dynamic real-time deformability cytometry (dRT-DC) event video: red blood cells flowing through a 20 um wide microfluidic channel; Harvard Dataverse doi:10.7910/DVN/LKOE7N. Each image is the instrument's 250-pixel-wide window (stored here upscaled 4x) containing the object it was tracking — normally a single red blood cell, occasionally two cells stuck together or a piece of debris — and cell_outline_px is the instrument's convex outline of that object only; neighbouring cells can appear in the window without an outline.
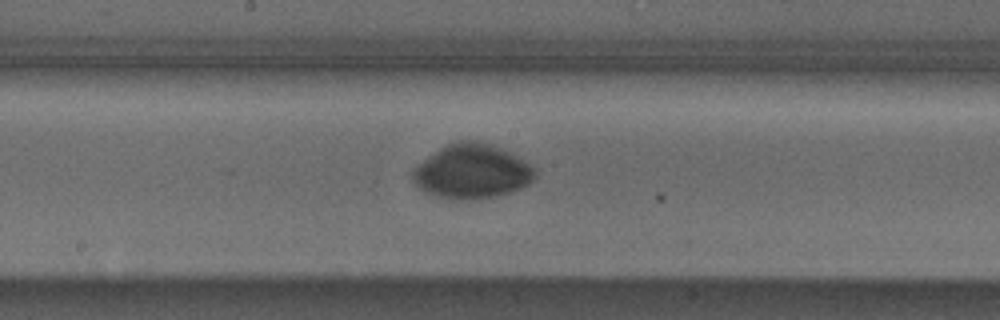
{"species": "Egyptian fruit bat (a non-hibernating species)", "species_latin": "Rousettus aegyptiacus", "temperature_condition": "cold", "stored_images_in_passage": 52, "camera_frame_rate_fps": 3000, "um_per_image_px": 0.085, "animal": {"sex": "male"}, "frame": {"image": 1, "passage_image": 28, "time_ms": 9.0, "image_size_px": [1000, 320], "cell_outline_px": [[536, 176], [528, 184], [520, 188], [496, 196], [460, 200], [444, 200], [424, 192], [412, 180], [412, 168], [428, 156], [440, 148], [456, 140], [472, 140], [492, 144], [524, 160], [536, 168]], "centroid_in_image_um": [40.07, 14.58], "position_along_channel_um": 208.1, "area_um2": 38.9}}
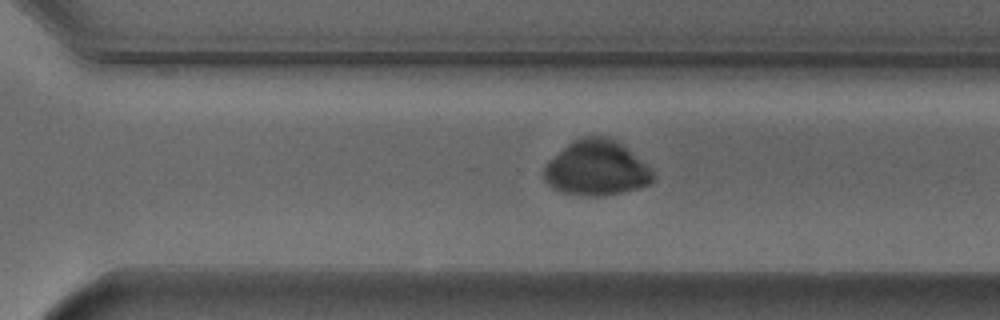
{"frame": {"image": 2, "passage_image": 37, "time_ms": 12.0, "image_size_px": [1000, 320], "cell_outline_px": [[652, 180], [648, 184], [636, 188], [620, 192], [596, 196], [564, 192], [548, 184], [544, 180], [544, 168], [548, 160], [568, 144], [580, 136], [608, 136], [616, 140], [644, 164], [652, 172]], "centroid_in_image_um": [50.64, 14.26], "position_along_channel_um": 320.0, "area_um2": 34.04}}
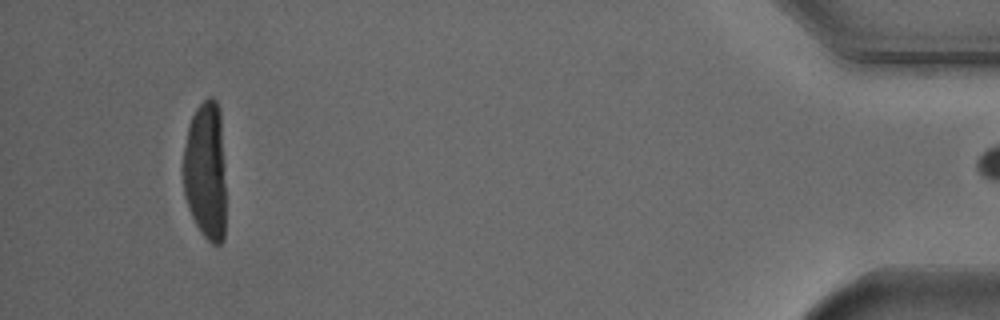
{"frame": {"image": 3, "passage_image": 51, "time_ms": 16.667, "image_size_px": [1000, 320], "cell_outline_px": [[224, 240], [220, 244], [212, 244], [200, 232], [188, 208], [184, 196], [184, 148], [188, 128], [192, 116], [196, 108], [208, 96], [212, 96], [216, 100], [220, 108], [224, 184]], "centroid_in_image_um": [17.47, 14.52], "position_along_channel_um": 417.7, "area_um2": 34.22}}